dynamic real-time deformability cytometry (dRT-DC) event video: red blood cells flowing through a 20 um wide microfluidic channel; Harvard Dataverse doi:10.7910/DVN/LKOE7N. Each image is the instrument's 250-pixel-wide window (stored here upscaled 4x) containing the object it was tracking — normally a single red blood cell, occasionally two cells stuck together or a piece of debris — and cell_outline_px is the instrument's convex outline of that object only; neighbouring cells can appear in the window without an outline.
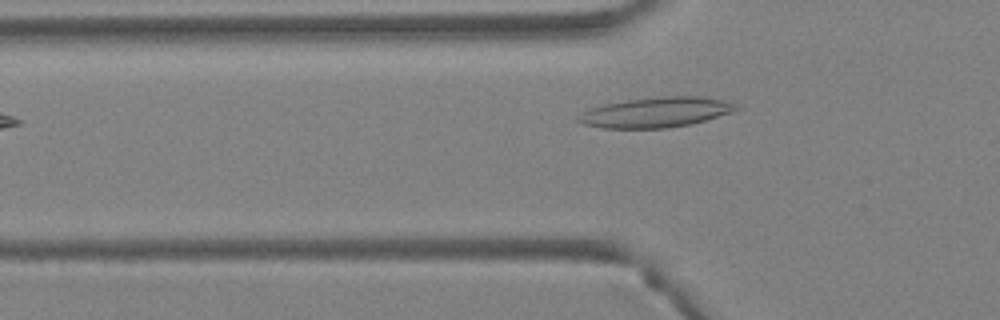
{"species": "Egyptian fruit bat (a non-hibernating species)", "species_latin": "Rousettus aegyptiacus", "temperature_condition": "warm", "stored_images_in_passage": 3, "camera_frame_rate_fps": 3000, "um_per_image_px": 0.085, "animal": {"sex": "female"}, "frame": {"image": 1, "passage_image": 3, "time_ms": 0.667, "image_size_px": [1000, 320], "cell_outline_px": [[744, 108], [732, 112], [692, 124], [668, 128], [604, 128], [584, 124], [576, 120], [576, 116], [592, 108], [604, 104], [628, 100], [664, 96], [700, 96], [724, 100], [736, 104]], "centroid_in_image_um": [55.81, 9.55], "position_along_channel_um": 70.0, "area_um2": 27.69}}